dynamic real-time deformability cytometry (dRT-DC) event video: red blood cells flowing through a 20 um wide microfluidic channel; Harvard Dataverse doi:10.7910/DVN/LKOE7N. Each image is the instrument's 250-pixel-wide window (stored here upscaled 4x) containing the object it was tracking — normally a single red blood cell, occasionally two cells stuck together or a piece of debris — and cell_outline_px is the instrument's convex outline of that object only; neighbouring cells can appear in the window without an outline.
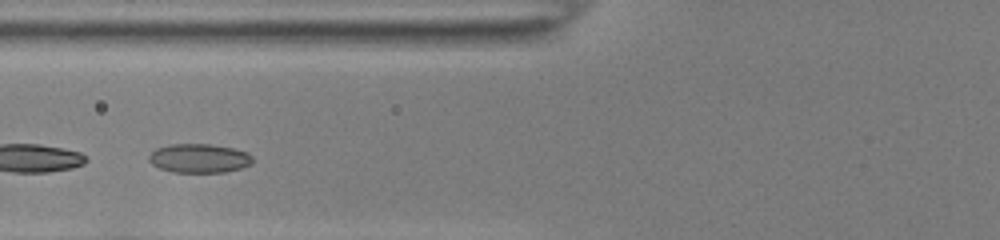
{"species": "common noctule bat (a hibernating species)", "species_latin": "Nyctalus noctula", "temperature_condition": "room temperature", "stored_images_in_passage": 42, "camera_frame_rate_fps": 3000, "um_per_image_px": 0.085, "animal": {"sex": "female", "body_mass_g": 22.0, "forearm_length_mm": 56.7}, "frame": {"image": 1, "passage_image": 13, "time_ms": 4.0, "image_size_px": [1000, 240], "cell_outline_px": [[256, 160], [252, 164], [240, 168], [224, 172], [172, 172], [160, 168], [152, 164], [148, 160], [148, 156], [156, 148], [168, 144], [208, 144], [232, 148], [248, 152]], "centroid_in_image_um": [16.94, 13.45], "position_along_channel_um": 108.9, "area_um2": 17.63}, "authors_computed_cell_mechanics": {"area_um2": 17.1666, "velocity_mm_per_s": 3.8802, "shape_relaxation_time_tau1_ms": 4.9297, "shape_relaxation_time_tau2_ms": 2.2361, "deformation_change_tau1": 0.1104, "deformation_change_tau2": 0.0492}}